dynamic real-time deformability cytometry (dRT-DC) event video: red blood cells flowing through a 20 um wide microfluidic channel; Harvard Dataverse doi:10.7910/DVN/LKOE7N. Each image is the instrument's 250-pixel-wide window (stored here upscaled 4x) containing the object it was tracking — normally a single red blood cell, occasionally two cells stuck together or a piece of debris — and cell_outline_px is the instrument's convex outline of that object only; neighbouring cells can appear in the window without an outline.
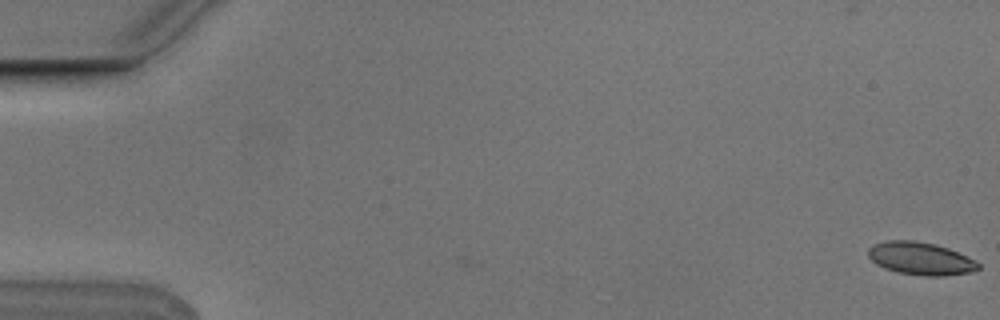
{"species": "Egyptian fruit bat (a non-hibernating species)", "species_latin": "Rousettus aegyptiacus", "temperature_condition": "cold", "stored_images_in_passage": 5, "camera_frame_rate_fps": 3000, "um_per_image_px": 0.085, "animal": {"sex": "male"}, "frame": {"image": 1, "passage_image": 1, "time_ms": 0.0, "image_size_px": [1000, 320], "cell_outline_px": [[980, 268], [968, 272], [944, 276], [924, 276], [900, 272], [884, 268], [876, 264], [868, 256], [868, 248], [872, 244], [884, 240], [916, 240], [936, 244], [948, 248], [976, 260], [980, 264]], "centroid_in_image_um": [78.23, 21.95], "position_along_channel_um": 6.8, "area_um2": 21.1}}
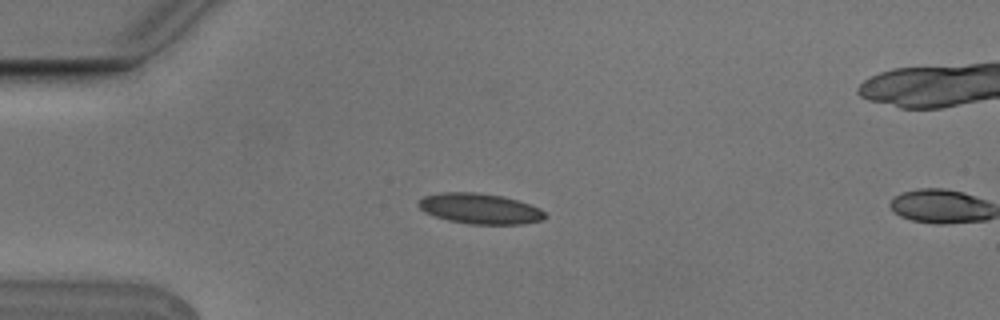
{"frame": {"image": 2, "passage_image": 4, "time_ms": 1.0, "image_size_px": [1000, 320], "cell_outline_px": [[548, 216], [544, 220], [524, 224], [468, 224], [448, 220], [424, 212], [416, 204], [424, 196], [440, 192], [476, 192], [504, 196], [540, 208]], "centroid_in_image_um": [40.8, 17.73], "position_along_channel_um": 44.2, "area_um2": 22.6}}